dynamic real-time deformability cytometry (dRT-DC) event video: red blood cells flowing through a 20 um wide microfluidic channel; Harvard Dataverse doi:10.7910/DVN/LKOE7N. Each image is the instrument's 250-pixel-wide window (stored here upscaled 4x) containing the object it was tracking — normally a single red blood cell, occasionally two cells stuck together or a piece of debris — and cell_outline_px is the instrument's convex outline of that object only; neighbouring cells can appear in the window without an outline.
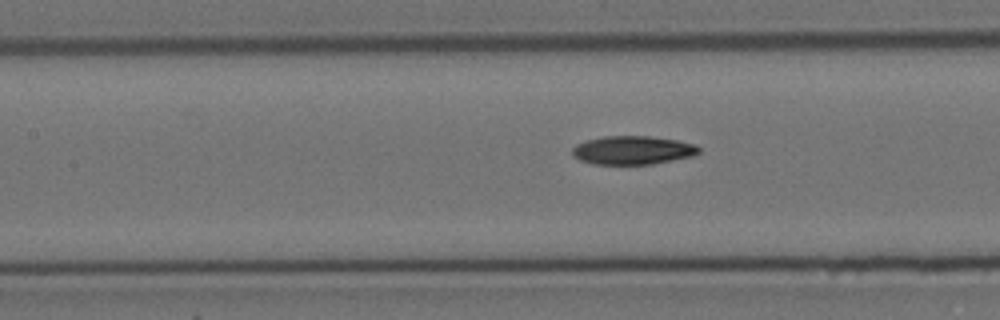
{"species": "Egyptian fruit bat (a non-hibernating species)", "species_latin": "Rousettus aegyptiacus", "temperature_condition": "cold", "stored_images_in_passage": 24, "camera_frame_rate_fps": 3000, "um_per_image_px": 0.085, "animal": {"sex": "female"}, "frame": {"image": 1, "passage_image": 22, "time_ms": 7.0, "image_size_px": [1000, 320], "cell_outline_px": [[700, 152], [692, 156], [652, 164], [592, 164], [580, 160], [572, 156], [572, 148], [576, 144], [588, 140], [604, 136], [648, 136], [676, 140], [696, 144], [700, 148]], "centroid_in_image_um": [53.77, 12.77], "position_along_channel_um": 153.6, "area_um2": 21.04}}